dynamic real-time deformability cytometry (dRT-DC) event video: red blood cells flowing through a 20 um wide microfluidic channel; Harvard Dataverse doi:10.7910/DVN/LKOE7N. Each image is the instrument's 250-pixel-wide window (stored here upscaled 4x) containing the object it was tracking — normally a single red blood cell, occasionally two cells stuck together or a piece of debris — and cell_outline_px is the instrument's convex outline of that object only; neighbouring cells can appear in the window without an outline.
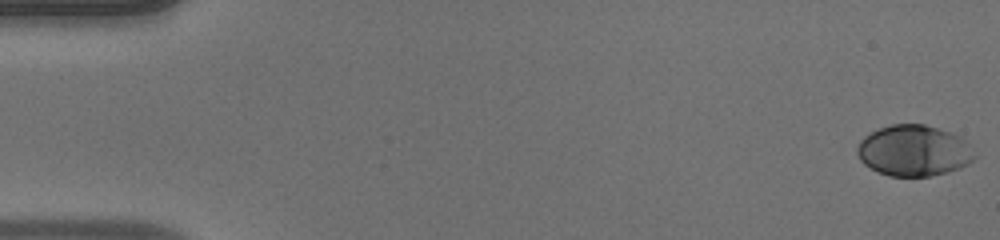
{"species": "human", "species_latin": "Homo sapiens", "temperature_condition": "warm", "stored_images_in_passage": 52, "camera_frame_rate_fps": 3000, "um_per_image_px": 0.085, "donor": {"sex": "male"}, "frame": {"image": 1, "passage_image": 1, "time_ms": 0.0, "image_size_px": [1000, 240], "cell_outline_px": [[976, 156], [968, 164], [960, 168], [948, 172], [932, 176], [888, 176], [876, 172], [864, 164], [860, 160], [856, 152], [856, 148], [860, 140], [864, 136], [880, 128], [892, 124], [924, 124], [960, 136], [968, 144]], "centroid_in_image_um": [77.65, 12.82], "position_along_channel_um": 7.4, "area_um2": 34.91}}
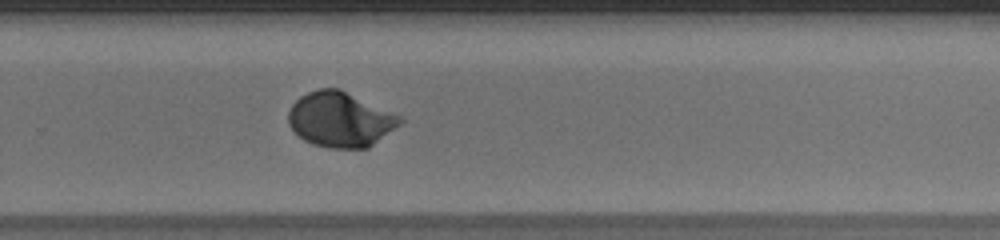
{"frame": {"image": 2, "passage_image": 35, "time_ms": 11.333, "image_size_px": [1000, 240], "cell_outline_px": [[404, 120], [400, 124], [368, 148], [328, 148], [304, 140], [288, 124], [288, 112], [292, 104], [300, 96], [308, 92], [320, 88], [340, 88], [400, 116]], "centroid_in_image_um": [28.91, 10.15], "position_along_channel_um": 300.9, "area_um2": 35.49}}
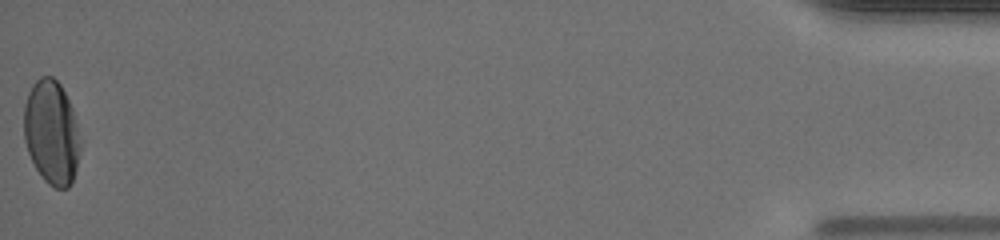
{"frame": {"image": 3, "passage_image": 52, "time_ms": 17.0, "image_size_px": [1000, 240], "cell_outline_px": [[80, 152], [76, 168], [72, 180], [68, 188], [56, 188], [48, 184], [44, 180], [36, 168], [28, 152], [24, 140], [24, 104], [28, 92], [32, 84], [40, 76], [52, 76], [60, 84], [72, 108], [76, 124], [80, 144]], "centroid_in_image_um": [4.36, 11.25], "position_along_channel_um": 430.8, "area_um2": 34.04}, "authors_computed_cell_mechanics": {"area_um2": 34.102, "velocity_mm_per_s": 3.9965, "shape_relaxation_time_tau1_ms": 2.9965, "shape_relaxation_time_tau2_ms": null, "deformation_change_tau1": 0.1691, "deformation_change_tau2": null}}